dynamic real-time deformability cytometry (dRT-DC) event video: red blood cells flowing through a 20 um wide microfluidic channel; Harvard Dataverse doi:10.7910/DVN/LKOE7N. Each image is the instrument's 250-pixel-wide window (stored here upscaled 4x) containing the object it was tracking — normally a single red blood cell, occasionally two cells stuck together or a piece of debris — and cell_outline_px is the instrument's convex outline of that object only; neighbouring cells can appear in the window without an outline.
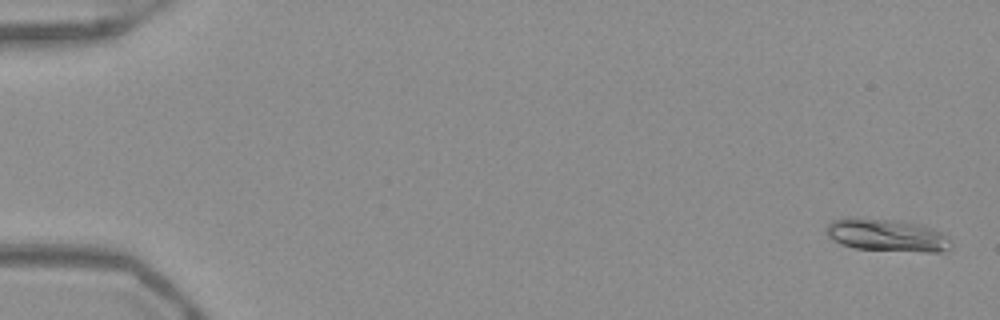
{"species": "Egyptian fruit bat (a non-hibernating species)", "species_latin": "Rousettus aegyptiacus", "temperature_condition": "warm", "stored_images_in_passage": 52, "camera_frame_rate_fps": 3000, "um_per_image_px": 0.085, "frame": {"image": 1, "passage_image": 1, "time_ms": 0.0, "image_size_px": [1000, 320], "cell_outline_px": [[952, 248], [940, 252], [924, 252], [856, 248], [840, 244], [832, 240], [828, 236], [824, 228], [832, 220], [844, 216], [852, 216], [892, 220], [920, 224], [932, 228], [948, 236], [952, 240]], "centroid_in_image_um": [75.36, 19.98], "position_along_channel_um": 9.6, "area_um2": 24.1}}
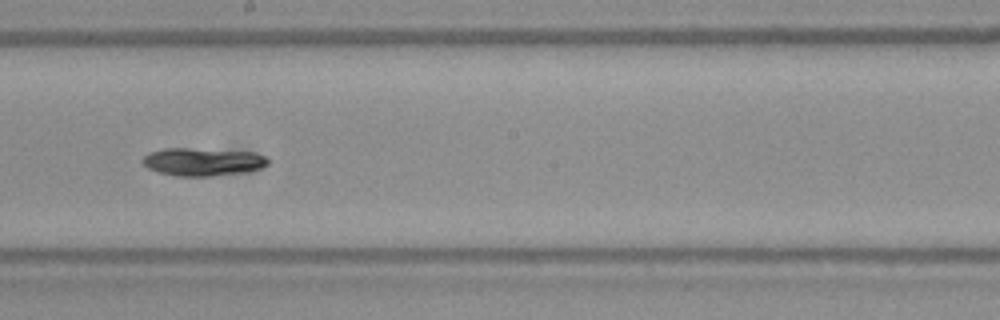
{"frame": {"image": 2, "passage_image": 30, "time_ms": 9.667, "image_size_px": [1000, 320], "cell_outline_px": [[268, 164], [260, 168], [244, 172], [212, 176], [176, 176], [160, 172], [148, 168], [140, 160], [148, 152], [164, 148], [188, 148], [252, 152], [264, 156], [268, 160]], "centroid_in_image_um": [17.19, 13.75], "position_along_channel_um": 231.0, "area_um2": 20.29}}
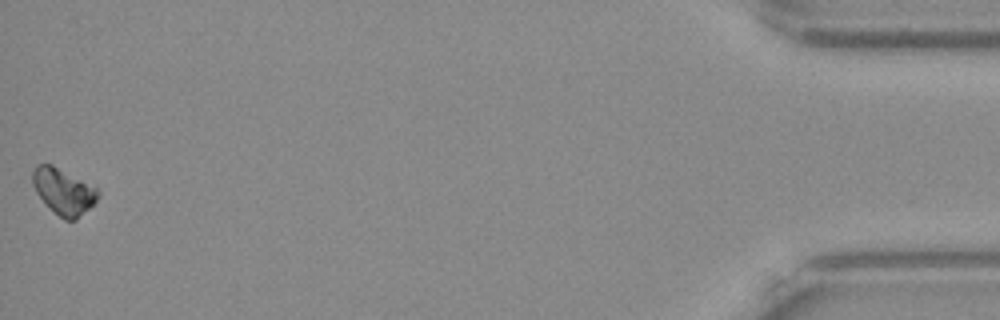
{"frame": {"image": 3, "passage_image": 52, "time_ms": 17.0, "image_size_px": [1000, 320], "cell_outline_px": [[100, 196], [76, 220], [64, 220], [36, 192], [32, 184], [32, 172], [36, 164], [52, 164], [96, 188], [100, 192]], "centroid_in_image_um": [5.39, 16.24], "position_along_channel_um": 429.8, "area_um2": 16.99}, "authors_computed_cell_mechanics": {"area_um2": 19.6809, "velocity_mm_per_s": 3.9152, "shape_relaxation_time_tau1_ms": 3.0101, "shape_relaxation_time_tau2_ms": null, "deformation_change_tau1": 0.1082, "deformation_change_tau2": null}}